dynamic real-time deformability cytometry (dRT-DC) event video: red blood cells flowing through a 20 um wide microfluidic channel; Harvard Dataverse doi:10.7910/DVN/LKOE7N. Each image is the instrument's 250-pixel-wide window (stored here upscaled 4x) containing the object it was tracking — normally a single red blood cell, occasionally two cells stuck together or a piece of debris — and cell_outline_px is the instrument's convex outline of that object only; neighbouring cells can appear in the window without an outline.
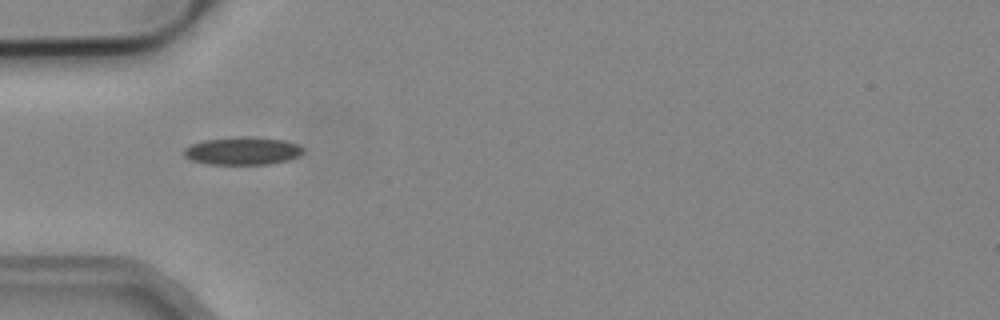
{"species": "common noctule bat (a hibernating species)", "species_latin": "Nyctalus noctula", "temperature_condition": "cold", "stored_images_in_passage": 6, "camera_frame_rate_fps": 3000, "um_per_image_px": 0.085, "animal": {"sex": "male", "body_mass_g": 19.2, "forearm_length_mm": 51.8}, "frame": {"image": 1, "passage_image": 3, "time_ms": 0.667, "image_size_px": [1000, 320], "cell_outline_px": [[304, 152], [300, 156], [288, 160], [268, 164], [208, 164], [192, 160], [184, 156], [184, 148], [192, 144], [204, 140], [240, 136], [252, 136], [284, 140], [296, 144], [304, 148]], "centroid_in_image_um": [20.64, 12.82], "position_along_channel_um": 64.4, "area_um2": 19.42}}
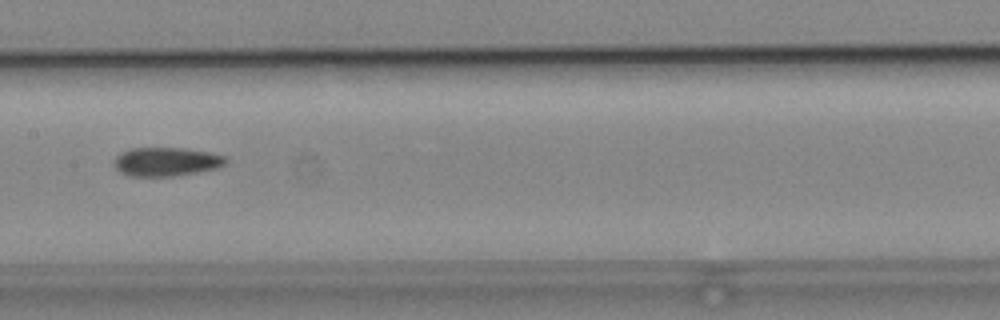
{"frame": {"image": 2, "passage_image": 6, "time_ms": 1.667, "image_size_px": [1000, 320], "cell_outline_px": [[228, 160], [220, 168], [172, 176], [128, 176], [120, 172], [112, 164], [116, 156], [120, 152], [132, 148], [184, 148], [212, 152], [224, 156]], "centroid_in_image_um": [14.12, 13.74], "position_along_channel_um": 193.3, "area_um2": 18.9}}